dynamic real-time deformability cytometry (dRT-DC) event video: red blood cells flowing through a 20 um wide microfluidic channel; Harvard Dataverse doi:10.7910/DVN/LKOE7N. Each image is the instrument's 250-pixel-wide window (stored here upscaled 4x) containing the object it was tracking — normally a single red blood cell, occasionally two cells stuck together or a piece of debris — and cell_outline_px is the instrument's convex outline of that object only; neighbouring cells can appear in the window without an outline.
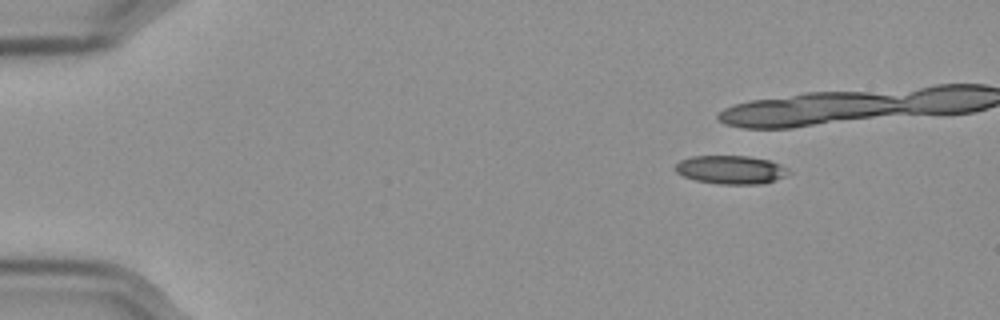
{"species": "Egyptian fruit bat (a non-hibernating species)", "species_latin": "Rousettus aegyptiacus", "temperature_condition": "cold", "stored_images_in_passage": 7, "camera_frame_rate_fps": 3000, "um_per_image_px": 0.085, "frame": {"image": 1, "passage_image": 1, "time_ms": 0.0, "image_size_px": [1000, 320], "cell_outline_px": [[792, 172], [784, 176], [760, 184], [720, 184], [696, 180], [684, 176], [676, 172], [676, 164], [680, 160], [692, 156], [748, 156], [768, 160], [780, 164], [788, 168]], "centroid_in_image_um": [62.13, 14.42], "position_along_channel_um": 22.9, "area_um2": 18.61}}